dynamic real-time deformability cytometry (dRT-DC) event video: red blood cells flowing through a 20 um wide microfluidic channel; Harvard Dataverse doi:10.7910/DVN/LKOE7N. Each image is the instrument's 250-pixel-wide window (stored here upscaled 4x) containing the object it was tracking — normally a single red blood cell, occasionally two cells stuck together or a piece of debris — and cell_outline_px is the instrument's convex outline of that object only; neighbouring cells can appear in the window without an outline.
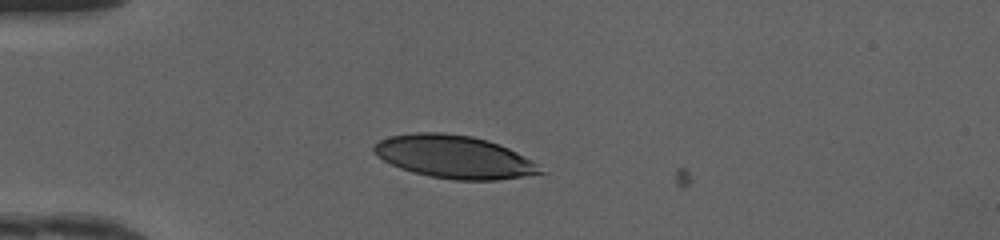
{"species": "human", "species_latin": "Homo sapiens", "temperature_condition": "cold", "stored_images_in_passage": 11, "camera_frame_rate_fps": 3000, "um_per_image_px": 0.085, "donor": {"sex": "female"}, "frame": {"image": 1, "passage_image": 10, "time_ms": 3.0, "image_size_px": [1000, 240], "cell_outline_px": [[548, 172], [524, 176], [496, 180], [456, 180], [432, 176], [412, 172], [400, 168], [376, 156], [372, 152], [372, 148], [380, 140], [388, 136], [416, 132], [440, 132], [472, 136], [488, 140], [500, 144], [532, 160]], "centroid_in_image_um": [38.61, 13.33], "position_along_channel_um": 46.4, "area_um2": 41.62}}